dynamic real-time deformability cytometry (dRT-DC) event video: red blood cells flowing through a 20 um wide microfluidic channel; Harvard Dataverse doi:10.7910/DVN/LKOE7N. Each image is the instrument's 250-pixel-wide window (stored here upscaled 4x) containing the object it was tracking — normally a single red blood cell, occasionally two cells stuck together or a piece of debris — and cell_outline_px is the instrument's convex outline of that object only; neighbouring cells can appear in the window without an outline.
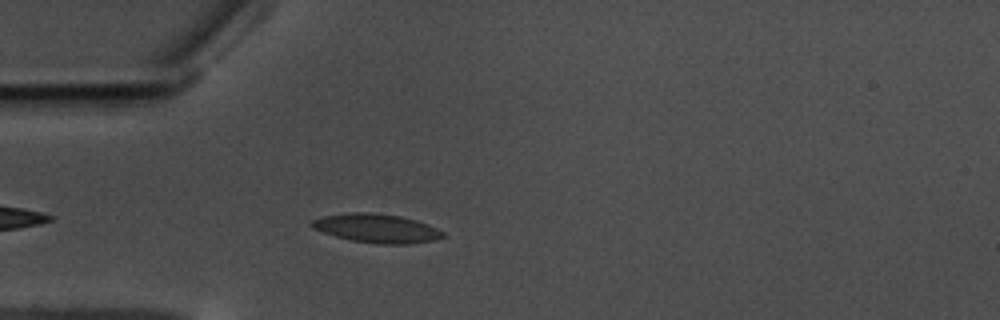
{"species": "common noctule bat (a hibernating species)", "species_latin": "Nyctalus noctula", "temperature_condition": "warm", "stored_images_in_passage": 46, "camera_frame_rate_fps": 3000, "um_per_image_px": 0.085, "animal": {"sex": "male", "body_mass_g": 17.5, "forearm_length_mm": 52.3}, "frame": {"image": 1, "passage_image": 4, "time_ms": 1.0, "image_size_px": [1000, 320], "cell_outline_px": [[448, 236], [436, 240], [408, 244], [376, 244], [352, 240], [336, 236], [312, 228], [308, 224], [312, 220], [324, 216], [348, 212], [368, 212], [400, 216], [416, 220], [428, 224], [444, 232]], "centroid_in_image_um": [32.05, 19.41], "position_along_channel_um": 53.0, "area_um2": 22.14}}
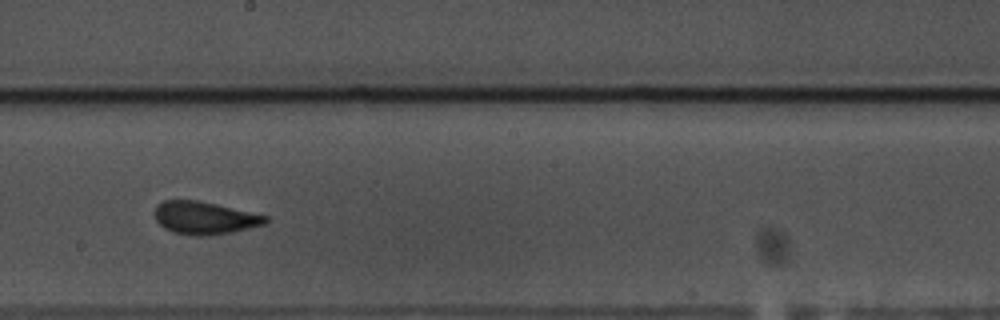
{"frame": {"image": 2, "passage_image": 20, "time_ms": 6.333, "image_size_px": [1000, 320], "cell_outline_px": [[268, 224], [232, 232], [204, 236], [196, 236], [172, 232], [164, 228], [156, 220], [152, 212], [156, 204], [164, 200], [200, 200], [268, 216]], "centroid_in_image_um": [17.37, 18.51], "position_along_channel_um": 230.8, "area_um2": 21.44}}
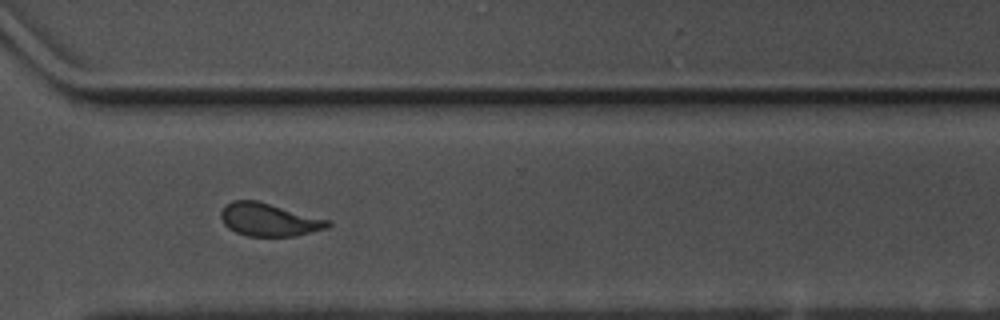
{"frame": {"image": 3, "passage_image": 30, "time_ms": 9.667, "image_size_px": [1000, 320], "cell_outline_px": [[332, 224], [328, 228], [296, 236], [248, 236], [236, 232], [228, 228], [224, 224], [220, 216], [220, 212], [224, 204], [232, 200], [256, 200], [332, 220]], "centroid_in_image_um": [22.88, 18.67], "position_along_channel_um": 347.7, "area_um2": 20.81}, "authors_computed_cell_mechanics": {"area_um2": 20.6924, "velocity_mm_per_s": 3.4967, "shape_relaxation_time_tau1_ms": 4.1829, "shape_relaxation_time_tau2_ms": 1.3802, "deformation_change_tau1": 0.1122, "deformation_change_tau2": 0.0756}}